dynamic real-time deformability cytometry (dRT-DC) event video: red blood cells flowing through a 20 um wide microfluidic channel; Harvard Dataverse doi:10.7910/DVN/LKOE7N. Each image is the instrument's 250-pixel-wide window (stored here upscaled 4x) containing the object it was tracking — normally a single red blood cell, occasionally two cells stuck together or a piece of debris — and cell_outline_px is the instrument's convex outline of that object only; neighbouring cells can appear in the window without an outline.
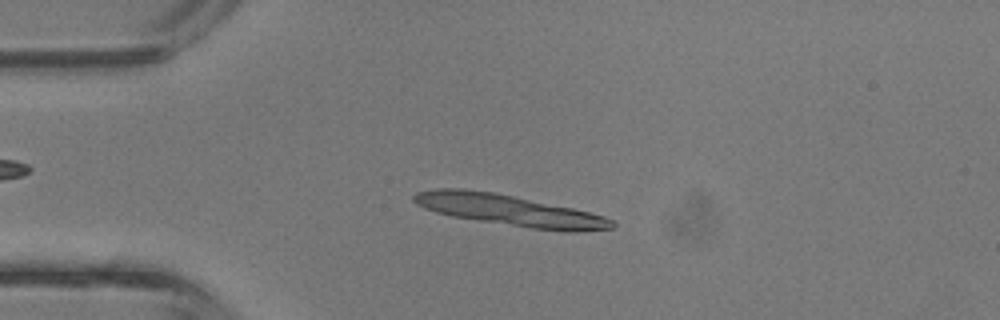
{"species": "common noctule bat (a hibernating species)", "species_latin": "Nyctalus noctula", "temperature_condition": "room temperature", "stored_images_in_passage": 2, "camera_frame_rate_fps": 3000, "um_per_image_px": 0.085, "animal": {"sex": "male", "body_mass_g": 13.3}, "frame": {"image": 1, "passage_image": 2, "time_ms": 0.333, "image_size_px": [1000, 320], "cell_outline_px": [[616, 224], [612, 228], [576, 232], [564, 232], [532, 228], [452, 216], [436, 212], [424, 208], [416, 204], [412, 200], [412, 196], [416, 192], [436, 188], [464, 188], [492, 192], [572, 208], [604, 216], [612, 220]], "centroid_in_image_um": [43.27, 17.87], "position_along_channel_um": 41.7, "area_um2": 35.49}}